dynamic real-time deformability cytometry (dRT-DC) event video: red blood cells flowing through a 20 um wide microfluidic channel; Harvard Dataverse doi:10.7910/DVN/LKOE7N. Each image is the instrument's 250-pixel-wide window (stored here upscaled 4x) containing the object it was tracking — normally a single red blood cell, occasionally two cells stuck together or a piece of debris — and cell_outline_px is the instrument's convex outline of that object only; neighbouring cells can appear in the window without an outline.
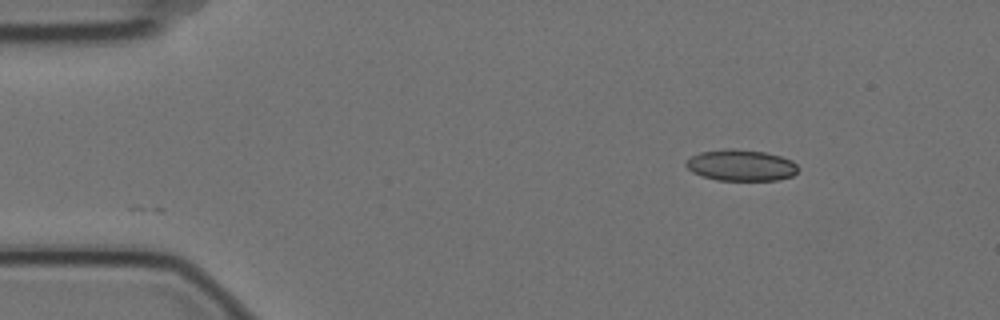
{"species": "Egyptian fruit bat (a non-hibernating species)", "species_latin": "Rousettus aegyptiacus", "temperature_condition": "cold", "stored_images_in_passage": 2, "camera_frame_rate_fps": 3000, "um_per_image_px": 0.085, "animal": {"sex": "female"}, "frame": {"image": 1, "passage_image": 2, "time_ms": 0.333, "image_size_px": [1000, 320], "cell_outline_px": [[800, 168], [792, 176], [776, 180], [716, 180], [692, 172], [684, 164], [692, 156], [700, 152], [732, 148], [764, 152], [780, 156], [792, 160]], "centroid_in_image_um": [63.0, 14.05], "position_along_channel_um": 22.0, "area_um2": 20.29}}